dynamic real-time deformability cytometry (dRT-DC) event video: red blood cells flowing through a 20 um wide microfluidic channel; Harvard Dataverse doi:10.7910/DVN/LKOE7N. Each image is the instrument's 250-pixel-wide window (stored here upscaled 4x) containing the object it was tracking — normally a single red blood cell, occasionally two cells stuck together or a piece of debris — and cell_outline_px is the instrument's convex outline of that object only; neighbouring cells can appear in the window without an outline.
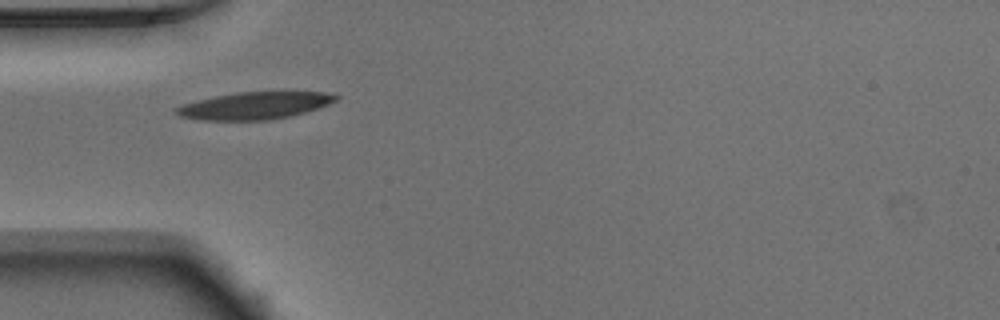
{"species": "Egyptian fruit bat (a non-hibernating species)", "species_latin": "Rousettus aegyptiacus", "temperature_condition": "warm", "stored_images_in_passage": 7, "camera_frame_rate_fps": 3000, "um_per_image_px": 0.085, "animal": {"sex": "male"}, "frame": {"image": 1, "passage_image": 1, "time_ms": 0.0, "image_size_px": [1000, 320], "cell_outline_px": [[340, 96], [336, 100], [320, 108], [272, 120], [200, 120], [180, 116], [172, 108], [196, 100], [236, 92], [328, 92]], "centroid_in_image_um": [21.64, 8.98], "position_along_channel_um": 63.4, "area_um2": 25.26}}
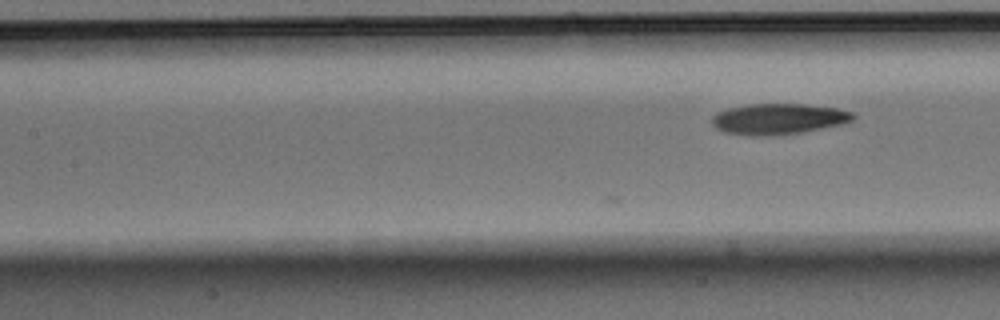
{"frame": {"image": 2, "passage_image": 7, "time_ms": 2.0, "image_size_px": [1000, 320], "cell_outline_px": [[856, 116], [852, 120], [844, 124], [800, 132], [772, 136], [748, 136], [724, 132], [716, 128], [712, 124], [712, 116], [716, 112], [728, 108], [748, 104], [804, 104], [836, 108], [852, 112]], "centroid_in_image_um": [66.14, 10.11], "position_along_channel_um": 141.3, "area_um2": 25.49}}